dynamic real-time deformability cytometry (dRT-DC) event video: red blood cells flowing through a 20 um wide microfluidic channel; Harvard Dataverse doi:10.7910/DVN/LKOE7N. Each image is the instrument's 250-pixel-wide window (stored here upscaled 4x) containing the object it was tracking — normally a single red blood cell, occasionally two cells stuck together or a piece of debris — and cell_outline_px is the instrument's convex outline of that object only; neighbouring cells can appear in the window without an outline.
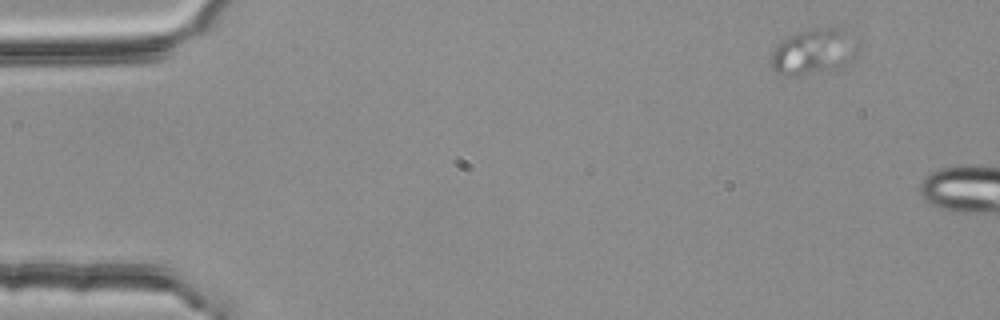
{"species": "common noctule bat (a hibernating species)", "species_latin": "Nyctalus noctula", "temperature_condition": "room temperature", "stored_images_in_passage": 2, "segment_of_instrument_passage": [1, 2], "camera_frame_rate_fps": 3000, "um_per_image_px": 0.085, "animal": {"sex": "female", "body_mass_g": 25.1}, "frame": {"image": 1, "passage_image": 1, "time_ms": 0.0, "image_size_px": [1000, 320], "cell_outline_px": [[844, 64], [832, 72], [796, 76], [788, 76], [776, 72], [772, 68], [772, 52], [776, 44], [788, 36], [812, 28], [836, 28], [840, 32]], "centroid_in_image_um": [68.75, 4.49], "position_along_channel_um": 16.2, "area_um2": 20.46}}